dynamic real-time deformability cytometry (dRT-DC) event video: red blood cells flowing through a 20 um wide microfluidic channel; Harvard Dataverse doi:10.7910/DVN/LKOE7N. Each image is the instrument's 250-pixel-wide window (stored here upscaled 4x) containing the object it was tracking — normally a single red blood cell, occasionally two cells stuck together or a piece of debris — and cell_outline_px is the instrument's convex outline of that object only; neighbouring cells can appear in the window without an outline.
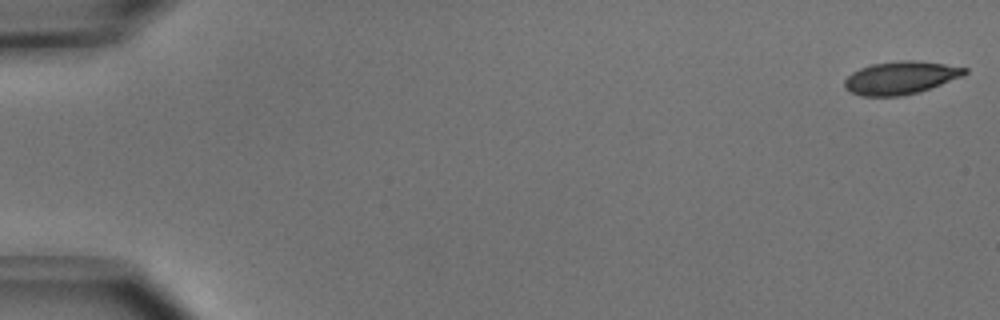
{"species": "common noctule bat (a hibernating species)", "species_latin": "Nyctalus noctula", "temperature_condition": "cold", "stored_images_in_passage": 10, "camera_frame_rate_fps": 3000, "um_per_image_px": 0.085, "animal": {"sex": "male", "body_mass_g": 15.6}, "frame": {"image": 1, "passage_image": 1, "time_ms": 0.0, "image_size_px": [1000, 320], "cell_outline_px": [[968, 72], [964, 76], [920, 92], [900, 96], [860, 96], [848, 92], [844, 88], [844, 80], [852, 72], [860, 68], [872, 64], [900, 60], [916, 60], [944, 64], [968, 68]], "centroid_in_image_um": [76.55, 6.62], "position_along_channel_um": 8.5, "area_um2": 23.29}}